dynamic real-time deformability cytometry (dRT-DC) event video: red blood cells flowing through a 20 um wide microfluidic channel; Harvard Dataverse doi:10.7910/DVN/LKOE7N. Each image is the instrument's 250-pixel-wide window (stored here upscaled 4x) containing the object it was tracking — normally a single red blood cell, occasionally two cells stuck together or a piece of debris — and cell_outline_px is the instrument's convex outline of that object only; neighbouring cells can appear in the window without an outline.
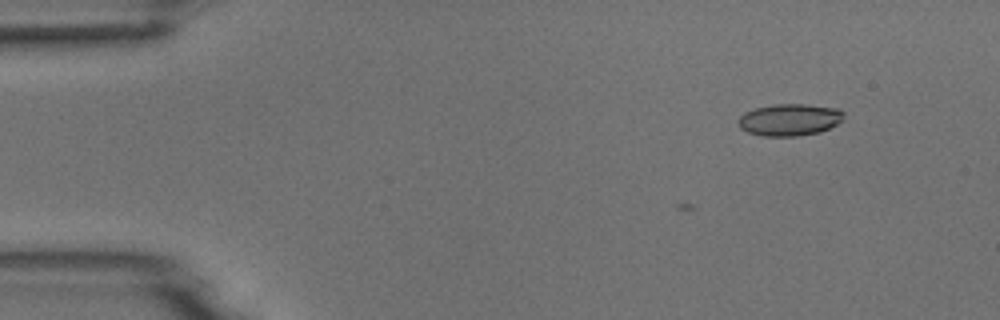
{"species": "common noctule bat (a hibernating species)", "species_latin": "Nyctalus noctula", "temperature_condition": "room temperature", "stored_images_in_passage": 5, "segment_of_instrument_passage": [1, 2], "camera_frame_rate_fps": 3000, "um_per_image_px": 0.085, "animal": {"sex": "male", "body_mass_g": 18.8}, "frame": {"image": 1, "passage_image": 1, "time_ms": 0.0, "image_size_px": [1000, 320], "cell_outline_px": [[844, 120], [820, 132], [796, 136], [760, 136], [748, 132], [740, 128], [736, 120], [744, 112], [756, 108], [776, 104], [808, 104], [840, 108], [844, 112]], "centroid_in_image_um": [67.12, 10.17], "position_along_channel_um": 17.9, "area_um2": 19.88}}